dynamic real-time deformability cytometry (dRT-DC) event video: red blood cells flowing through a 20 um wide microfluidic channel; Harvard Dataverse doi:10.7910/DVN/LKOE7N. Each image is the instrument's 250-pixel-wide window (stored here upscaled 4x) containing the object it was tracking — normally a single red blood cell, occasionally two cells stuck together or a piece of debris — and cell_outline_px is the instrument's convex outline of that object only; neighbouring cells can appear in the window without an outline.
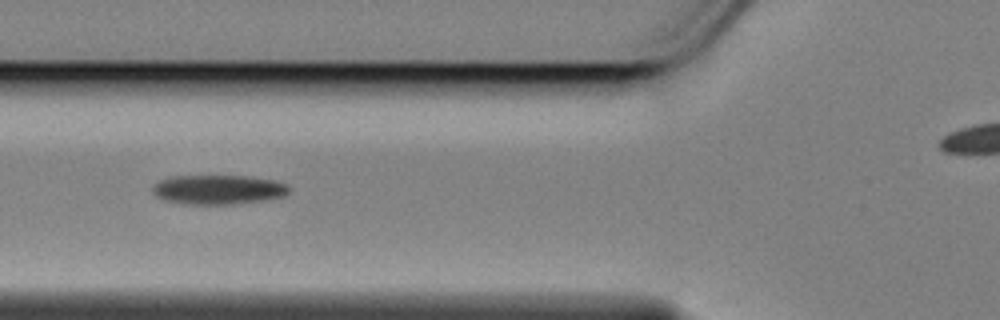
{"species": "Egyptian fruit bat (a non-hibernating species)", "species_latin": "Rousettus aegyptiacus", "temperature_condition": "cold", "stored_images_in_passage": 33, "camera_frame_rate_fps": 3000, "um_per_image_px": 0.085, "animal": {"sex": "female"}, "frame": {"image": 1, "passage_image": 6, "time_ms": 1.667, "image_size_px": [1000, 320], "cell_outline_px": [[292, 188], [284, 196], [264, 200], [232, 204], [192, 204], [168, 200], [156, 196], [152, 192], [152, 188], [160, 180], [172, 176], [248, 176], [276, 180], [288, 184]], "centroid_in_image_um": [18.62, 16.1], "position_along_channel_um": 107.2, "area_um2": 23.29}}